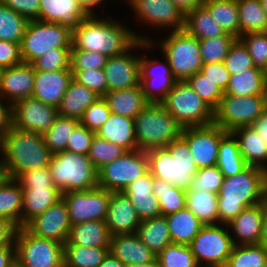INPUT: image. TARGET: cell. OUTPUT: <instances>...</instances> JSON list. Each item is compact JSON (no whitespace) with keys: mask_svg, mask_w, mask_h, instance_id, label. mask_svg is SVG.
Listing matches in <instances>:
<instances>
[{"mask_svg":"<svg viewBox=\"0 0 267 267\" xmlns=\"http://www.w3.org/2000/svg\"><path fill=\"white\" fill-rule=\"evenodd\" d=\"M15 259L14 240L5 246H0V267H8Z\"/></svg>","mask_w":267,"mask_h":267,"instance_id":"89a4df30","label":"cell"},{"mask_svg":"<svg viewBox=\"0 0 267 267\" xmlns=\"http://www.w3.org/2000/svg\"><path fill=\"white\" fill-rule=\"evenodd\" d=\"M266 72L259 68L245 69L230 80L224 94L235 96L264 95V80Z\"/></svg>","mask_w":267,"mask_h":267,"instance_id":"ab89813d","label":"cell"},{"mask_svg":"<svg viewBox=\"0 0 267 267\" xmlns=\"http://www.w3.org/2000/svg\"><path fill=\"white\" fill-rule=\"evenodd\" d=\"M149 171L155 179L165 180L187 192L198 168L187 141L180 135L164 148L146 151Z\"/></svg>","mask_w":267,"mask_h":267,"instance_id":"277c9868","label":"cell"},{"mask_svg":"<svg viewBox=\"0 0 267 267\" xmlns=\"http://www.w3.org/2000/svg\"><path fill=\"white\" fill-rule=\"evenodd\" d=\"M263 10L267 13V0H260Z\"/></svg>","mask_w":267,"mask_h":267,"instance_id":"67dfc351","label":"cell"},{"mask_svg":"<svg viewBox=\"0 0 267 267\" xmlns=\"http://www.w3.org/2000/svg\"><path fill=\"white\" fill-rule=\"evenodd\" d=\"M126 152L128 151L125 148L109 142L95 134L87 156L93 163L94 167L99 170L105 164L115 161Z\"/></svg>","mask_w":267,"mask_h":267,"instance_id":"681fc988","label":"cell"},{"mask_svg":"<svg viewBox=\"0 0 267 267\" xmlns=\"http://www.w3.org/2000/svg\"><path fill=\"white\" fill-rule=\"evenodd\" d=\"M20 44L0 40V66L9 68L21 64Z\"/></svg>","mask_w":267,"mask_h":267,"instance_id":"03108f58","label":"cell"},{"mask_svg":"<svg viewBox=\"0 0 267 267\" xmlns=\"http://www.w3.org/2000/svg\"><path fill=\"white\" fill-rule=\"evenodd\" d=\"M136 234L155 255L172 243L165 216L142 220Z\"/></svg>","mask_w":267,"mask_h":267,"instance_id":"d590c367","label":"cell"},{"mask_svg":"<svg viewBox=\"0 0 267 267\" xmlns=\"http://www.w3.org/2000/svg\"><path fill=\"white\" fill-rule=\"evenodd\" d=\"M263 202L267 205V172H266L265 180H264V201Z\"/></svg>","mask_w":267,"mask_h":267,"instance_id":"09005b40","label":"cell"},{"mask_svg":"<svg viewBox=\"0 0 267 267\" xmlns=\"http://www.w3.org/2000/svg\"><path fill=\"white\" fill-rule=\"evenodd\" d=\"M149 171L146 151H128L98 170V186L109 192H124L134 180Z\"/></svg>","mask_w":267,"mask_h":267,"instance_id":"7c38bea8","label":"cell"},{"mask_svg":"<svg viewBox=\"0 0 267 267\" xmlns=\"http://www.w3.org/2000/svg\"><path fill=\"white\" fill-rule=\"evenodd\" d=\"M232 133L247 165L262 168L267 172V145L263 138L251 126L236 128Z\"/></svg>","mask_w":267,"mask_h":267,"instance_id":"f546056e","label":"cell"},{"mask_svg":"<svg viewBox=\"0 0 267 267\" xmlns=\"http://www.w3.org/2000/svg\"><path fill=\"white\" fill-rule=\"evenodd\" d=\"M154 177L148 171L143 176L134 180L124 190V193L135 206L139 219L145 220L162 216L159 208V200L153 194Z\"/></svg>","mask_w":267,"mask_h":267,"instance_id":"cb8c5ba5","label":"cell"},{"mask_svg":"<svg viewBox=\"0 0 267 267\" xmlns=\"http://www.w3.org/2000/svg\"><path fill=\"white\" fill-rule=\"evenodd\" d=\"M127 1L136 17L148 26L156 27L157 30L167 27L171 32L184 29L185 13L172 0Z\"/></svg>","mask_w":267,"mask_h":267,"instance_id":"e0dca14e","label":"cell"},{"mask_svg":"<svg viewBox=\"0 0 267 267\" xmlns=\"http://www.w3.org/2000/svg\"><path fill=\"white\" fill-rule=\"evenodd\" d=\"M99 98L94 91L72 79L57 107L58 115L80 120L85 110Z\"/></svg>","mask_w":267,"mask_h":267,"instance_id":"4dcf8cb0","label":"cell"},{"mask_svg":"<svg viewBox=\"0 0 267 267\" xmlns=\"http://www.w3.org/2000/svg\"><path fill=\"white\" fill-rule=\"evenodd\" d=\"M109 253L124 265L155 261V255L135 234H117L110 237Z\"/></svg>","mask_w":267,"mask_h":267,"instance_id":"484cf974","label":"cell"},{"mask_svg":"<svg viewBox=\"0 0 267 267\" xmlns=\"http://www.w3.org/2000/svg\"><path fill=\"white\" fill-rule=\"evenodd\" d=\"M166 217L172 243L190 245L204 224L187 207Z\"/></svg>","mask_w":267,"mask_h":267,"instance_id":"836d02e7","label":"cell"},{"mask_svg":"<svg viewBox=\"0 0 267 267\" xmlns=\"http://www.w3.org/2000/svg\"><path fill=\"white\" fill-rule=\"evenodd\" d=\"M156 259L159 267H200L190 245L171 243L157 255Z\"/></svg>","mask_w":267,"mask_h":267,"instance_id":"c3c4849f","label":"cell"},{"mask_svg":"<svg viewBox=\"0 0 267 267\" xmlns=\"http://www.w3.org/2000/svg\"><path fill=\"white\" fill-rule=\"evenodd\" d=\"M138 40L129 50L123 54L108 57L103 68L108 84V92L118 89H128L140 85V55L139 57L132 52L134 49H150L158 44Z\"/></svg>","mask_w":267,"mask_h":267,"instance_id":"9a60e30c","label":"cell"},{"mask_svg":"<svg viewBox=\"0 0 267 267\" xmlns=\"http://www.w3.org/2000/svg\"><path fill=\"white\" fill-rule=\"evenodd\" d=\"M200 72L207 76L214 84H217L225 93L230 80V73L223 61L203 64Z\"/></svg>","mask_w":267,"mask_h":267,"instance_id":"be15d7a7","label":"cell"},{"mask_svg":"<svg viewBox=\"0 0 267 267\" xmlns=\"http://www.w3.org/2000/svg\"><path fill=\"white\" fill-rule=\"evenodd\" d=\"M109 253V247L64 245V267H98Z\"/></svg>","mask_w":267,"mask_h":267,"instance_id":"7bdbcfd3","label":"cell"},{"mask_svg":"<svg viewBox=\"0 0 267 267\" xmlns=\"http://www.w3.org/2000/svg\"><path fill=\"white\" fill-rule=\"evenodd\" d=\"M87 16L77 0H40V21L60 23L73 31Z\"/></svg>","mask_w":267,"mask_h":267,"instance_id":"d4e9b609","label":"cell"},{"mask_svg":"<svg viewBox=\"0 0 267 267\" xmlns=\"http://www.w3.org/2000/svg\"><path fill=\"white\" fill-rule=\"evenodd\" d=\"M240 36L267 32V13L260 0H237Z\"/></svg>","mask_w":267,"mask_h":267,"instance_id":"b9f144b4","label":"cell"},{"mask_svg":"<svg viewBox=\"0 0 267 267\" xmlns=\"http://www.w3.org/2000/svg\"><path fill=\"white\" fill-rule=\"evenodd\" d=\"M264 98L267 105V72L265 74V80H264Z\"/></svg>","mask_w":267,"mask_h":267,"instance_id":"979ff035","label":"cell"},{"mask_svg":"<svg viewBox=\"0 0 267 267\" xmlns=\"http://www.w3.org/2000/svg\"><path fill=\"white\" fill-rule=\"evenodd\" d=\"M8 267H23L22 264L15 258Z\"/></svg>","mask_w":267,"mask_h":267,"instance_id":"deb4b68c","label":"cell"},{"mask_svg":"<svg viewBox=\"0 0 267 267\" xmlns=\"http://www.w3.org/2000/svg\"><path fill=\"white\" fill-rule=\"evenodd\" d=\"M23 189L14 179L8 178L0 187V217L16 228L22 227Z\"/></svg>","mask_w":267,"mask_h":267,"instance_id":"e575fe53","label":"cell"},{"mask_svg":"<svg viewBox=\"0 0 267 267\" xmlns=\"http://www.w3.org/2000/svg\"><path fill=\"white\" fill-rule=\"evenodd\" d=\"M224 175L215 165L198 169L192 179L191 189L204 190L218 194L224 181Z\"/></svg>","mask_w":267,"mask_h":267,"instance_id":"11a10c76","label":"cell"},{"mask_svg":"<svg viewBox=\"0 0 267 267\" xmlns=\"http://www.w3.org/2000/svg\"><path fill=\"white\" fill-rule=\"evenodd\" d=\"M185 14L203 5V0H172Z\"/></svg>","mask_w":267,"mask_h":267,"instance_id":"8c879c8a","label":"cell"},{"mask_svg":"<svg viewBox=\"0 0 267 267\" xmlns=\"http://www.w3.org/2000/svg\"><path fill=\"white\" fill-rule=\"evenodd\" d=\"M12 104L0 99V140L12 127Z\"/></svg>","mask_w":267,"mask_h":267,"instance_id":"003e7915","label":"cell"},{"mask_svg":"<svg viewBox=\"0 0 267 267\" xmlns=\"http://www.w3.org/2000/svg\"><path fill=\"white\" fill-rule=\"evenodd\" d=\"M72 31L60 24L30 20L20 43L22 61L32 63L52 48H71Z\"/></svg>","mask_w":267,"mask_h":267,"instance_id":"9c48e42d","label":"cell"},{"mask_svg":"<svg viewBox=\"0 0 267 267\" xmlns=\"http://www.w3.org/2000/svg\"><path fill=\"white\" fill-rule=\"evenodd\" d=\"M226 133L215 123L182 129L181 136L187 141L198 169L217 164L220 140Z\"/></svg>","mask_w":267,"mask_h":267,"instance_id":"2e32d148","label":"cell"},{"mask_svg":"<svg viewBox=\"0 0 267 267\" xmlns=\"http://www.w3.org/2000/svg\"><path fill=\"white\" fill-rule=\"evenodd\" d=\"M186 82L213 110L219 106L224 92L207 76L199 71L188 78Z\"/></svg>","mask_w":267,"mask_h":267,"instance_id":"816d5d0a","label":"cell"},{"mask_svg":"<svg viewBox=\"0 0 267 267\" xmlns=\"http://www.w3.org/2000/svg\"><path fill=\"white\" fill-rule=\"evenodd\" d=\"M216 166L224 177L235 176L248 167L241 156L238 141L232 132H227L220 140Z\"/></svg>","mask_w":267,"mask_h":267,"instance_id":"74e56055","label":"cell"},{"mask_svg":"<svg viewBox=\"0 0 267 267\" xmlns=\"http://www.w3.org/2000/svg\"><path fill=\"white\" fill-rule=\"evenodd\" d=\"M152 190L159 200L162 216H167L186 207V192L170 182L154 178Z\"/></svg>","mask_w":267,"mask_h":267,"instance_id":"ee69618b","label":"cell"},{"mask_svg":"<svg viewBox=\"0 0 267 267\" xmlns=\"http://www.w3.org/2000/svg\"><path fill=\"white\" fill-rule=\"evenodd\" d=\"M24 227L34 236L65 244L71 228L67 204L60 199Z\"/></svg>","mask_w":267,"mask_h":267,"instance_id":"d6986e66","label":"cell"},{"mask_svg":"<svg viewBox=\"0 0 267 267\" xmlns=\"http://www.w3.org/2000/svg\"><path fill=\"white\" fill-rule=\"evenodd\" d=\"M103 97L111 113L133 119L150 103L145 98L141 85L109 91Z\"/></svg>","mask_w":267,"mask_h":267,"instance_id":"83f0119b","label":"cell"},{"mask_svg":"<svg viewBox=\"0 0 267 267\" xmlns=\"http://www.w3.org/2000/svg\"><path fill=\"white\" fill-rule=\"evenodd\" d=\"M184 29L198 40L227 34L203 5L185 14Z\"/></svg>","mask_w":267,"mask_h":267,"instance_id":"f35d334b","label":"cell"},{"mask_svg":"<svg viewBox=\"0 0 267 267\" xmlns=\"http://www.w3.org/2000/svg\"><path fill=\"white\" fill-rule=\"evenodd\" d=\"M22 189V227L62 199V192L56 187H22Z\"/></svg>","mask_w":267,"mask_h":267,"instance_id":"f1b7e54d","label":"cell"},{"mask_svg":"<svg viewBox=\"0 0 267 267\" xmlns=\"http://www.w3.org/2000/svg\"><path fill=\"white\" fill-rule=\"evenodd\" d=\"M16 229L12 223L0 217V246L8 245L14 240Z\"/></svg>","mask_w":267,"mask_h":267,"instance_id":"a7ac6f4b","label":"cell"},{"mask_svg":"<svg viewBox=\"0 0 267 267\" xmlns=\"http://www.w3.org/2000/svg\"><path fill=\"white\" fill-rule=\"evenodd\" d=\"M77 1L78 4L88 15H96V12H94V7H97L99 4L101 6L103 0H77Z\"/></svg>","mask_w":267,"mask_h":267,"instance_id":"753ad0ef","label":"cell"},{"mask_svg":"<svg viewBox=\"0 0 267 267\" xmlns=\"http://www.w3.org/2000/svg\"><path fill=\"white\" fill-rule=\"evenodd\" d=\"M108 57L96 51L71 49L70 69L87 70L103 69Z\"/></svg>","mask_w":267,"mask_h":267,"instance_id":"91938a15","label":"cell"},{"mask_svg":"<svg viewBox=\"0 0 267 267\" xmlns=\"http://www.w3.org/2000/svg\"><path fill=\"white\" fill-rule=\"evenodd\" d=\"M186 207L192 211L204 225L219 224L218 194L191 188L186 192Z\"/></svg>","mask_w":267,"mask_h":267,"instance_id":"8d00e7d4","label":"cell"},{"mask_svg":"<svg viewBox=\"0 0 267 267\" xmlns=\"http://www.w3.org/2000/svg\"><path fill=\"white\" fill-rule=\"evenodd\" d=\"M262 222L263 202L244 209L236 218L227 224L229 231H232L231 233L234 235L232 237L233 244H259Z\"/></svg>","mask_w":267,"mask_h":267,"instance_id":"4316f807","label":"cell"},{"mask_svg":"<svg viewBox=\"0 0 267 267\" xmlns=\"http://www.w3.org/2000/svg\"><path fill=\"white\" fill-rule=\"evenodd\" d=\"M9 178V175L7 173V169L3 165V163L0 160V187L3 185V183Z\"/></svg>","mask_w":267,"mask_h":267,"instance_id":"2a66077c","label":"cell"},{"mask_svg":"<svg viewBox=\"0 0 267 267\" xmlns=\"http://www.w3.org/2000/svg\"><path fill=\"white\" fill-rule=\"evenodd\" d=\"M71 48H52L31 64L34 70L58 71L70 69Z\"/></svg>","mask_w":267,"mask_h":267,"instance_id":"db71d44e","label":"cell"},{"mask_svg":"<svg viewBox=\"0 0 267 267\" xmlns=\"http://www.w3.org/2000/svg\"><path fill=\"white\" fill-rule=\"evenodd\" d=\"M110 115L111 111L108 107V103L104 97H100L85 110L79 123L92 132L97 133L109 119Z\"/></svg>","mask_w":267,"mask_h":267,"instance_id":"9f6ffc18","label":"cell"},{"mask_svg":"<svg viewBox=\"0 0 267 267\" xmlns=\"http://www.w3.org/2000/svg\"><path fill=\"white\" fill-rule=\"evenodd\" d=\"M3 68L0 66V76H1V72H2Z\"/></svg>","mask_w":267,"mask_h":267,"instance_id":"b62a3aed","label":"cell"},{"mask_svg":"<svg viewBox=\"0 0 267 267\" xmlns=\"http://www.w3.org/2000/svg\"><path fill=\"white\" fill-rule=\"evenodd\" d=\"M2 2L30 20H39L40 0H2Z\"/></svg>","mask_w":267,"mask_h":267,"instance_id":"e7e4bbea","label":"cell"},{"mask_svg":"<svg viewBox=\"0 0 267 267\" xmlns=\"http://www.w3.org/2000/svg\"><path fill=\"white\" fill-rule=\"evenodd\" d=\"M95 134L79 123L69 137L66 151L87 156Z\"/></svg>","mask_w":267,"mask_h":267,"instance_id":"94428289","label":"cell"},{"mask_svg":"<svg viewBox=\"0 0 267 267\" xmlns=\"http://www.w3.org/2000/svg\"><path fill=\"white\" fill-rule=\"evenodd\" d=\"M96 134L109 142L125 148L127 151L137 149L133 118L111 113L109 119Z\"/></svg>","mask_w":267,"mask_h":267,"instance_id":"1f68e13d","label":"cell"},{"mask_svg":"<svg viewBox=\"0 0 267 267\" xmlns=\"http://www.w3.org/2000/svg\"><path fill=\"white\" fill-rule=\"evenodd\" d=\"M105 222L112 236L137 233L141 220L124 192H111Z\"/></svg>","mask_w":267,"mask_h":267,"instance_id":"7402d4cb","label":"cell"},{"mask_svg":"<svg viewBox=\"0 0 267 267\" xmlns=\"http://www.w3.org/2000/svg\"><path fill=\"white\" fill-rule=\"evenodd\" d=\"M29 20L0 1V40L21 43Z\"/></svg>","mask_w":267,"mask_h":267,"instance_id":"7dc6e473","label":"cell"},{"mask_svg":"<svg viewBox=\"0 0 267 267\" xmlns=\"http://www.w3.org/2000/svg\"><path fill=\"white\" fill-rule=\"evenodd\" d=\"M137 149L164 148L177 139L182 127L161 103L150 102L134 118Z\"/></svg>","mask_w":267,"mask_h":267,"instance_id":"5b68a950","label":"cell"},{"mask_svg":"<svg viewBox=\"0 0 267 267\" xmlns=\"http://www.w3.org/2000/svg\"><path fill=\"white\" fill-rule=\"evenodd\" d=\"M160 103L182 128L214 123V110L186 81H177Z\"/></svg>","mask_w":267,"mask_h":267,"instance_id":"52a82bcc","label":"cell"},{"mask_svg":"<svg viewBox=\"0 0 267 267\" xmlns=\"http://www.w3.org/2000/svg\"><path fill=\"white\" fill-rule=\"evenodd\" d=\"M264 95L235 96L223 94L219 106L214 110V123L226 132L251 126L266 107Z\"/></svg>","mask_w":267,"mask_h":267,"instance_id":"4fadbf2b","label":"cell"},{"mask_svg":"<svg viewBox=\"0 0 267 267\" xmlns=\"http://www.w3.org/2000/svg\"><path fill=\"white\" fill-rule=\"evenodd\" d=\"M98 267H125V265L118 258L108 253Z\"/></svg>","mask_w":267,"mask_h":267,"instance_id":"11e5206c","label":"cell"},{"mask_svg":"<svg viewBox=\"0 0 267 267\" xmlns=\"http://www.w3.org/2000/svg\"><path fill=\"white\" fill-rule=\"evenodd\" d=\"M73 79L94 91L100 97L108 92V84L103 69L71 70Z\"/></svg>","mask_w":267,"mask_h":267,"instance_id":"680465c9","label":"cell"},{"mask_svg":"<svg viewBox=\"0 0 267 267\" xmlns=\"http://www.w3.org/2000/svg\"><path fill=\"white\" fill-rule=\"evenodd\" d=\"M259 244L267 247V205L263 202V222Z\"/></svg>","mask_w":267,"mask_h":267,"instance_id":"34e18365","label":"cell"},{"mask_svg":"<svg viewBox=\"0 0 267 267\" xmlns=\"http://www.w3.org/2000/svg\"><path fill=\"white\" fill-rule=\"evenodd\" d=\"M15 180L22 187H55L49 166L22 172Z\"/></svg>","mask_w":267,"mask_h":267,"instance_id":"6125c7cd","label":"cell"},{"mask_svg":"<svg viewBox=\"0 0 267 267\" xmlns=\"http://www.w3.org/2000/svg\"><path fill=\"white\" fill-rule=\"evenodd\" d=\"M251 127L263 138L264 143L267 145V106L261 116L252 123Z\"/></svg>","mask_w":267,"mask_h":267,"instance_id":"2644e50d","label":"cell"},{"mask_svg":"<svg viewBox=\"0 0 267 267\" xmlns=\"http://www.w3.org/2000/svg\"><path fill=\"white\" fill-rule=\"evenodd\" d=\"M12 126L23 131L44 134L58 116L57 107L27 97L12 105Z\"/></svg>","mask_w":267,"mask_h":267,"instance_id":"ac0fdd59","label":"cell"},{"mask_svg":"<svg viewBox=\"0 0 267 267\" xmlns=\"http://www.w3.org/2000/svg\"><path fill=\"white\" fill-rule=\"evenodd\" d=\"M225 267H267V247L263 244L234 245Z\"/></svg>","mask_w":267,"mask_h":267,"instance_id":"f6af8a7d","label":"cell"},{"mask_svg":"<svg viewBox=\"0 0 267 267\" xmlns=\"http://www.w3.org/2000/svg\"><path fill=\"white\" fill-rule=\"evenodd\" d=\"M164 59L166 63L140 56V85L149 102L160 103L177 82Z\"/></svg>","mask_w":267,"mask_h":267,"instance_id":"ffe728a7","label":"cell"},{"mask_svg":"<svg viewBox=\"0 0 267 267\" xmlns=\"http://www.w3.org/2000/svg\"><path fill=\"white\" fill-rule=\"evenodd\" d=\"M33 97L44 104L58 107L73 79L71 69L58 71L35 70Z\"/></svg>","mask_w":267,"mask_h":267,"instance_id":"603a6c76","label":"cell"},{"mask_svg":"<svg viewBox=\"0 0 267 267\" xmlns=\"http://www.w3.org/2000/svg\"><path fill=\"white\" fill-rule=\"evenodd\" d=\"M49 167L53 183L62 194L98 186V170L88 156L65 150L52 154Z\"/></svg>","mask_w":267,"mask_h":267,"instance_id":"8992f818","label":"cell"},{"mask_svg":"<svg viewBox=\"0 0 267 267\" xmlns=\"http://www.w3.org/2000/svg\"><path fill=\"white\" fill-rule=\"evenodd\" d=\"M88 15L72 31L71 49L96 51L107 57L129 50L138 40L150 42L149 37L138 35L115 19Z\"/></svg>","mask_w":267,"mask_h":267,"instance_id":"6da1fadb","label":"cell"},{"mask_svg":"<svg viewBox=\"0 0 267 267\" xmlns=\"http://www.w3.org/2000/svg\"><path fill=\"white\" fill-rule=\"evenodd\" d=\"M110 197L111 192L99 186L63 193L62 198L68 206L71 226L91 220H105Z\"/></svg>","mask_w":267,"mask_h":267,"instance_id":"5bb4252c","label":"cell"},{"mask_svg":"<svg viewBox=\"0 0 267 267\" xmlns=\"http://www.w3.org/2000/svg\"><path fill=\"white\" fill-rule=\"evenodd\" d=\"M79 120L58 115L53 125L43 134L45 144L52 154L66 150L67 142Z\"/></svg>","mask_w":267,"mask_h":267,"instance_id":"bcb514c9","label":"cell"},{"mask_svg":"<svg viewBox=\"0 0 267 267\" xmlns=\"http://www.w3.org/2000/svg\"><path fill=\"white\" fill-rule=\"evenodd\" d=\"M266 171L248 166L235 176L225 177L218 193L219 224H228L244 209L264 201Z\"/></svg>","mask_w":267,"mask_h":267,"instance_id":"7a4b0ae2","label":"cell"},{"mask_svg":"<svg viewBox=\"0 0 267 267\" xmlns=\"http://www.w3.org/2000/svg\"><path fill=\"white\" fill-rule=\"evenodd\" d=\"M203 6L227 34L240 37L237 0H210Z\"/></svg>","mask_w":267,"mask_h":267,"instance_id":"60d3db41","label":"cell"},{"mask_svg":"<svg viewBox=\"0 0 267 267\" xmlns=\"http://www.w3.org/2000/svg\"><path fill=\"white\" fill-rule=\"evenodd\" d=\"M125 267H159L157 259L145 264H126Z\"/></svg>","mask_w":267,"mask_h":267,"instance_id":"b9fcfbb0","label":"cell"},{"mask_svg":"<svg viewBox=\"0 0 267 267\" xmlns=\"http://www.w3.org/2000/svg\"><path fill=\"white\" fill-rule=\"evenodd\" d=\"M237 38L231 34L199 40L203 64L224 61Z\"/></svg>","mask_w":267,"mask_h":267,"instance_id":"f907efd6","label":"cell"},{"mask_svg":"<svg viewBox=\"0 0 267 267\" xmlns=\"http://www.w3.org/2000/svg\"><path fill=\"white\" fill-rule=\"evenodd\" d=\"M177 81H186L203 66L199 40L185 29L170 31L158 44Z\"/></svg>","mask_w":267,"mask_h":267,"instance_id":"ba28073f","label":"cell"},{"mask_svg":"<svg viewBox=\"0 0 267 267\" xmlns=\"http://www.w3.org/2000/svg\"><path fill=\"white\" fill-rule=\"evenodd\" d=\"M228 229L227 224L204 225L192 240L190 248L200 267H225L234 246Z\"/></svg>","mask_w":267,"mask_h":267,"instance_id":"8fae6325","label":"cell"},{"mask_svg":"<svg viewBox=\"0 0 267 267\" xmlns=\"http://www.w3.org/2000/svg\"><path fill=\"white\" fill-rule=\"evenodd\" d=\"M35 70L32 64L22 62L4 68L0 76V99L10 104L33 96Z\"/></svg>","mask_w":267,"mask_h":267,"instance_id":"44dd1931","label":"cell"},{"mask_svg":"<svg viewBox=\"0 0 267 267\" xmlns=\"http://www.w3.org/2000/svg\"><path fill=\"white\" fill-rule=\"evenodd\" d=\"M223 62L230 75L255 67L247 48L239 39H236L231 45Z\"/></svg>","mask_w":267,"mask_h":267,"instance_id":"6f0895ef","label":"cell"},{"mask_svg":"<svg viewBox=\"0 0 267 267\" xmlns=\"http://www.w3.org/2000/svg\"><path fill=\"white\" fill-rule=\"evenodd\" d=\"M110 237L105 220H91L71 226L67 242L64 245L109 247Z\"/></svg>","mask_w":267,"mask_h":267,"instance_id":"d6a6232c","label":"cell"},{"mask_svg":"<svg viewBox=\"0 0 267 267\" xmlns=\"http://www.w3.org/2000/svg\"><path fill=\"white\" fill-rule=\"evenodd\" d=\"M15 258L23 267H64V244L34 236L25 227L14 235Z\"/></svg>","mask_w":267,"mask_h":267,"instance_id":"30bf717a","label":"cell"},{"mask_svg":"<svg viewBox=\"0 0 267 267\" xmlns=\"http://www.w3.org/2000/svg\"><path fill=\"white\" fill-rule=\"evenodd\" d=\"M0 153L9 178L14 179L22 172L49 166L52 158L43 134L13 126L0 140Z\"/></svg>","mask_w":267,"mask_h":267,"instance_id":"3957f363","label":"cell"},{"mask_svg":"<svg viewBox=\"0 0 267 267\" xmlns=\"http://www.w3.org/2000/svg\"><path fill=\"white\" fill-rule=\"evenodd\" d=\"M238 39L247 48L254 66L267 72V32L248 33Z\"/></svg>","mask_w":267,"mask_h":267,"instance_id":"f5cc1de1","label":"cell"}]
</instances>
